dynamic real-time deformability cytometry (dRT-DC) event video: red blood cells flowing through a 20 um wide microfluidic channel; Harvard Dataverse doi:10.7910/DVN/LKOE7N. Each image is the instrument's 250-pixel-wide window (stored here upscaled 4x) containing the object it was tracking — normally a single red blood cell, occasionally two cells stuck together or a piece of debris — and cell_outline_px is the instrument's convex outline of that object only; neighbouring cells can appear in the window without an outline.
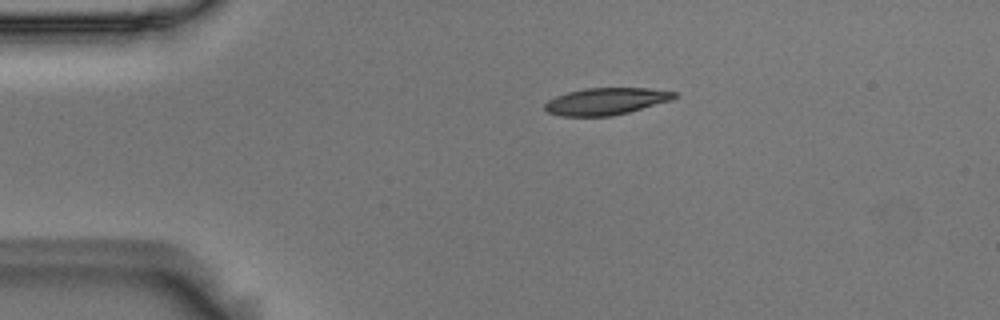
{"species": "Egyptian fruit bat (a non-hibernating species)", "species_latin": "Rousettus aegyptiacus", "temperature_condition": "room temperature", "stored_images_in_passage": 11, "camera_frame_rate_fps": 3000, "um_per_image_px": 0.085, "animal": {"sex": "male"}, "frame": {"image": 1, "passage_image": 1, "time_ms": 0.0, "image_size_px": [1000, 320], "cell_outline_px": [[676, 96], [672, 100], [628, 112], [612, 116], [560, 116], [548, 112], [544, 108], [544, 104], [548, 100], [556, 96], [568, 92], [584, 88], [648, 88], [676, 92]], "centroid_in_image_um": [51.49, 8.61], "position_along_channel_um": 33.5, "area_um2": 20.29}}
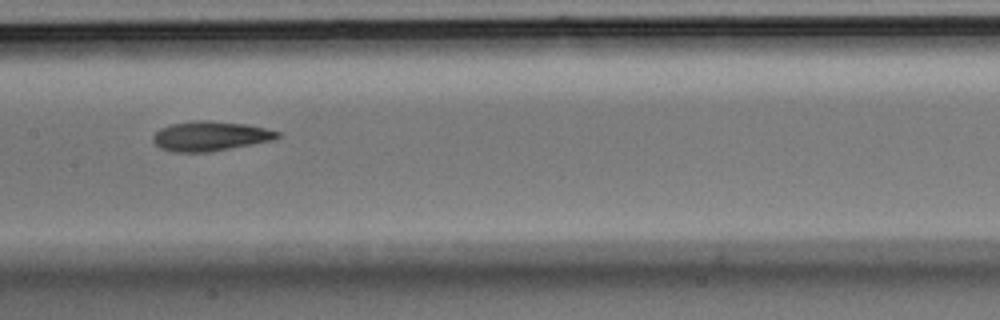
{"frame": {"image": 2, "passage_image": 5, "time_ms": 1.333, "image_size_px": [1000, 320], "cell_outline_px": [[280, 136], [276, 140], [208, 152], [176, 152], [160, 148], [152, 140], [152, 136], [160, 128], [172, 124], [192, 120], [208, 120], [248, 124], [280, 132]], "centroid_in_image_um": [17.88, 11.56], "position_along_channel_um": 189.5, "area_um2": 21.62}}
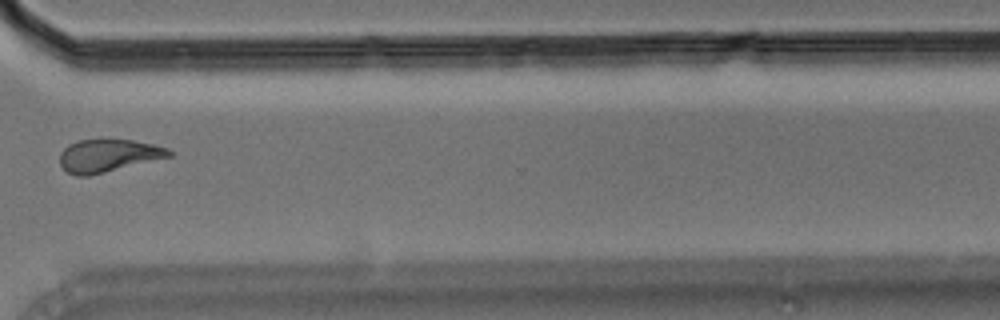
{"frame": {"image": 3, "passage_image": 9, "time_ms": 2.667, "image_size_px": [1000, 320], "cell_outline_px": [[172, 156], [88, 176], [76, 176], [68, 172], [60, 164], [60, 152], [68, 144], [76, 140], [100, 136], [132, 140], [152, 144], [168, 148], [172, 152]], "centroid_in_image_um": [9.16, 13.17], "position_along_channel_um": 361.4, "area_um2": 21.44}}